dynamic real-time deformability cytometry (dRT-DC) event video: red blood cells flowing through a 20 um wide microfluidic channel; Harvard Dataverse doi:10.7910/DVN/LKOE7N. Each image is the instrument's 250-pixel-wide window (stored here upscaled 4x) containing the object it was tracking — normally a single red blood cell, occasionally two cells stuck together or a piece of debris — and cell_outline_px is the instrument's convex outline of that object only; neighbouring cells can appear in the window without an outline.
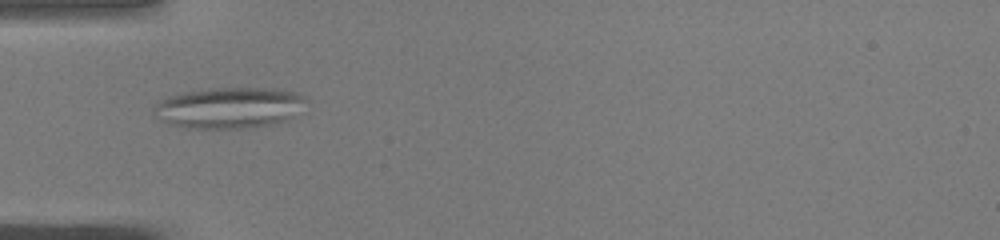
{"species": "common noctule bat (a hibernating species)", "species_latin": "Nyctalus noctula", "temperature_condition": "warm", "stored_images_in_passage": 39, "camera_frame_rate_fps": 3000, "um_per_image_px": 0.085, "animal": {"sex": "male", "body_mass_g": 19.0, "forearm_length_mm": 50.8}, "frame": {"image": 1, "passage_image": 5, "time_ms": 1.333, "image_size_px": [1000, 240], "cell_outline_px": [[308, 100], [288, 120], [272, 124], [244, 128], [184, 128], [168, 124], [156, 116], [152, 112], [152, 108], [160, 100], [168, 96], [184, 92], [216, 88], [276, 88], [296, 92], [304, 96]], "centroid_in_image_um": [19.46, 9.16], "position_along_channel_um": 65.5, "area_um2": 36.47}}
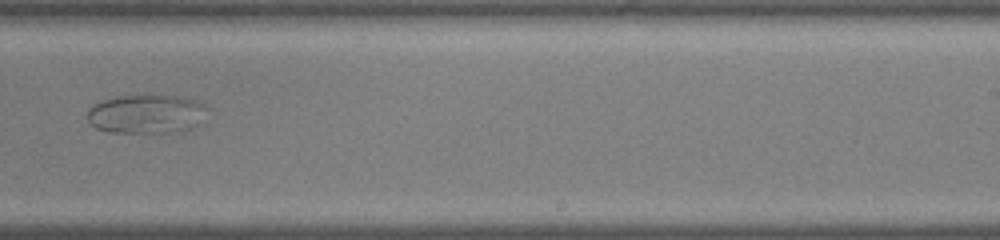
{"frame": {"image": 2, "passage_image": 21, "time_ms": 6.667, "image_size_px": [1000, 240], "cell_outline_px": [[208, 108], [196, 124], [192, 128], [168, 132], [108, 132], [96, 128], [88, 124], [88, 108], [92, 104], [116, 96], [152, 92], [188, 96], [204, 104]], "centroid_in_image_um": [12.41, 9.62], "position_along_channel_um": 276.6, "area_um2": 28.09}}
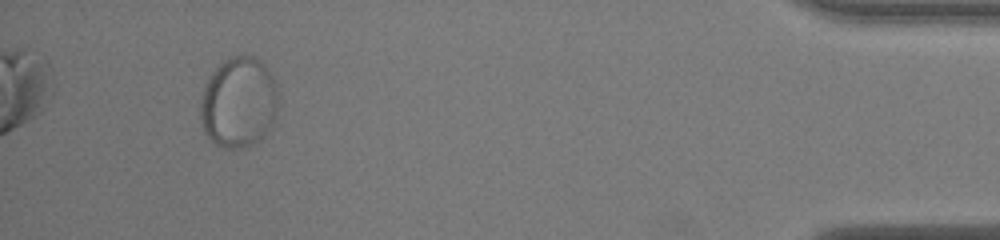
{"frame": {"image": 3, "passage_image": 36, "time_ms": 11.667, "image_size_px": [1000, 240], "cell_outline_px": [[276, 116], [272, 128], [256, 144], [240, 148], [224, 148], [216, 144], [204, 132], [200, 120], [200, 104], [204, 88], [208, 76], [224, 60], [232, 56], [252, 56], [260, 60], [268, 68], [272, 76], [276, 88]], "centroid_in_image_um": [20.28, 8.73], "position_along_channel_um": 414.9, "area_um2": 41.33}}